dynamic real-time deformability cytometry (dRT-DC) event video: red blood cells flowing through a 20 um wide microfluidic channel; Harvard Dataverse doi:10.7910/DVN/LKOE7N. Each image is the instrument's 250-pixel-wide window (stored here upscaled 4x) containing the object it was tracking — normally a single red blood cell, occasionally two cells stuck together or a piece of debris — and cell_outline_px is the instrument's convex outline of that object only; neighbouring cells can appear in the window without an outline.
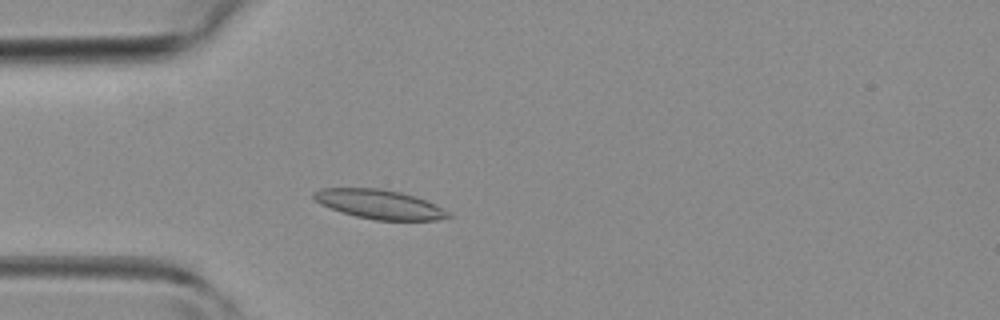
{"species": "common noctule bat (a hibernating species)", "species_latin": "Nyctalus noctula", "temperature_condition": "room temperature", "stored_images_in_passage": 44, "camera_frame_rate_fps": 3000, "um_per_image_px": 0.085, "animal": {"sex": "female", "body_mass_g": 19.3, "forearm_length_mm": 54.1}, "frame": {"image": 1, "passage_image": 11, "time_ms": 3.333, "image_size_px": [1000, 320], "cell_outline_px": [[452, 216], [436, 220], [376, 220], [356, 216], [340, 212], [320, 204], [312, 196], [312, 192], [320, 188], [380, 188], [400, 192], [416, 196], [436, 204]], "centroid_in_image_um": [32.22, 17.35], "position_along_channel_um": 52.8, "area_um2": 22.89}}
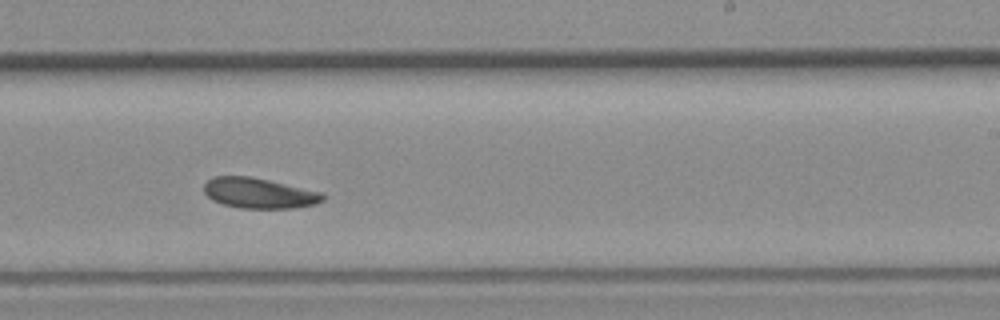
{"frame": {"image": 2, "passage_image": 26, "time_ms": 8.333, "image_size_px": [1000, 320], "cell_outline_px": [[324, 200], [316, 204], [296, 208], [240, 208], [220, 204], [212, 200], [204, 192], [204, 184], [212, 176], [248, 176], [268, 180], [324, 192]], "centroid_in_image_um": [22.02, 16.42], "position_along_channel_um": 267.0, "area_um2": 21.21}}
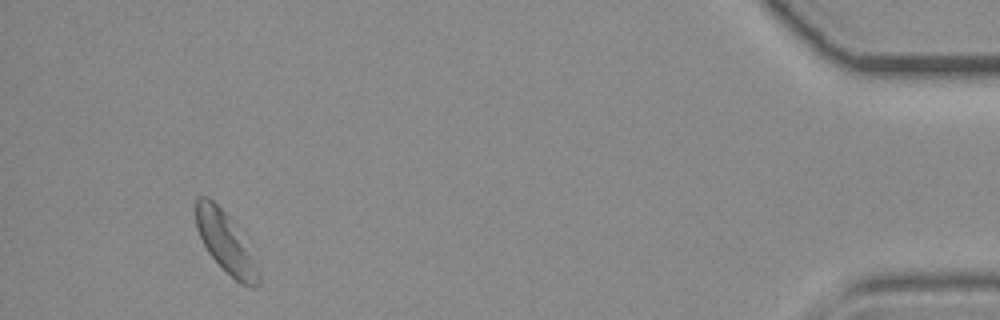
{"frame": {"image": 3, "passage_image": 41, "time_ms": 13.333, "image_size_px": [1000, 320], "cell_outline_px": [[260, 284], [252, 288], [248, 288], [240, 284], [208, 252], [196, 228], [196, 200], [200, 196], [208, 196], [232, 220], [260, 272]], "centroid_in_image_um": [19.17, 20.63], "position_along_channel_um": 416.0, "area_um2": 21.27}}